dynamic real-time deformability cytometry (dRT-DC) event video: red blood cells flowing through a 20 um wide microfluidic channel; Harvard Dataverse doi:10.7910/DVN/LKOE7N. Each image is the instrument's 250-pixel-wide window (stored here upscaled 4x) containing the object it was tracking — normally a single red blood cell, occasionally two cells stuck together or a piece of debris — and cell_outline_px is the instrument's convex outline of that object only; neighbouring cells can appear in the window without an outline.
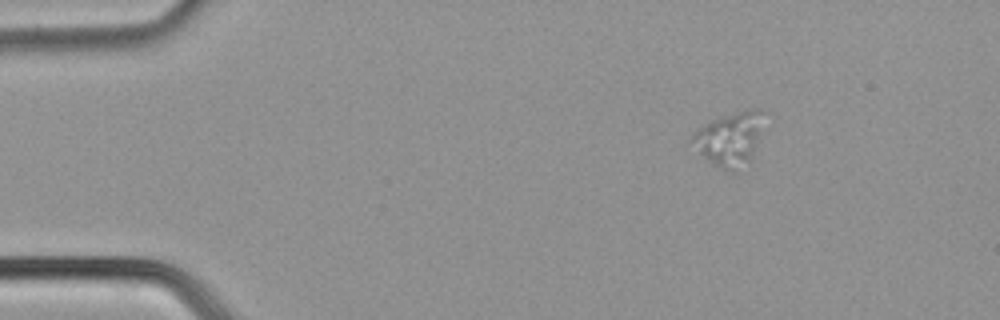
{"species": "common noctule bat (a hibernating species)", "species_latin": "Nyctalus noctula", "temperature_condition": "cold", "stored_images_in_passage": 44, "camera_frame_rate_fps": 3000, "um_per_image_px": 0.085, "animal": {"sex": "male", "body_mass_g": 21.5, "forearm_length_mm": 52.0}, "frame": {"image": 1, "passage_image": 1, "time_ms": 0.0, "image_size_px": [1000, 320], "cell_outline_px": [[760, 132], [748, 160], [736, 172], [732, 172], [724, 168], [704, 156], [688, 140], [704, 124], [712, 120], [740, 112], [756, 108], [760, 112]], "centroid_in_image_um": [61.97, 11.81], "position_along_channel_um": 23.0, "area_um2": 20.69}}
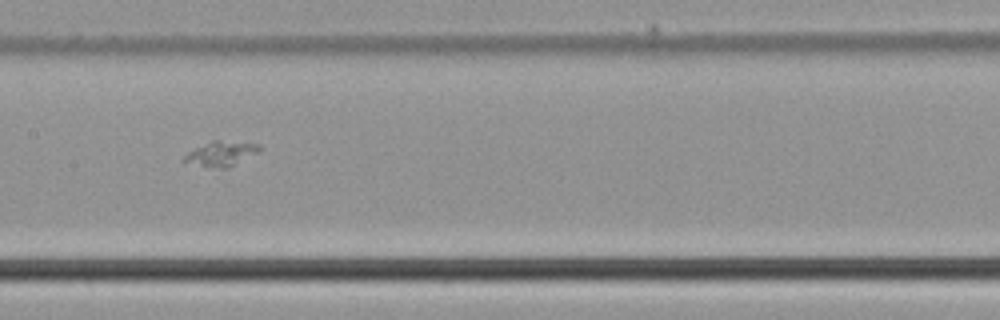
{"frame": {"image": 2, "passage_image": 19, "time_ms": 6.0, "image_size_px": [1000, 320], "cell_outline_px": [[260, 148], [256, 152], [228, 168], [220, 168], [180, 160], [192, 148], [212, 140], [220, 140], [260, 144]], "centroid_in_image_um": [18.76, 13.03], "position_along_channel_um": 188.6, "area_um2": 10.52}}
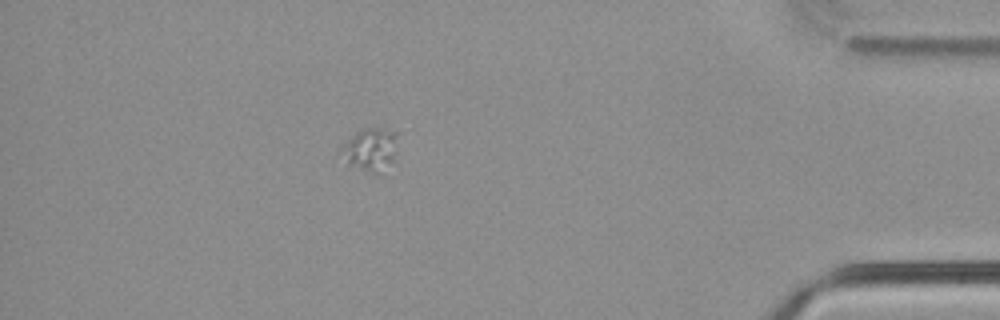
{"frame": {"image": 3, "passage_image": 38, "time_ms": 12.333, "image_size_px": [1000, 320], "cell_outline_px": [[400, 132], [392, 160], [372, 172], [348, 160], [340, 148], [360, 128], [380, 128]], "centroid_in_image_um": [31.55, 12.55], "position_along_channel_um": 403.6, "area_um2": 12.89}}